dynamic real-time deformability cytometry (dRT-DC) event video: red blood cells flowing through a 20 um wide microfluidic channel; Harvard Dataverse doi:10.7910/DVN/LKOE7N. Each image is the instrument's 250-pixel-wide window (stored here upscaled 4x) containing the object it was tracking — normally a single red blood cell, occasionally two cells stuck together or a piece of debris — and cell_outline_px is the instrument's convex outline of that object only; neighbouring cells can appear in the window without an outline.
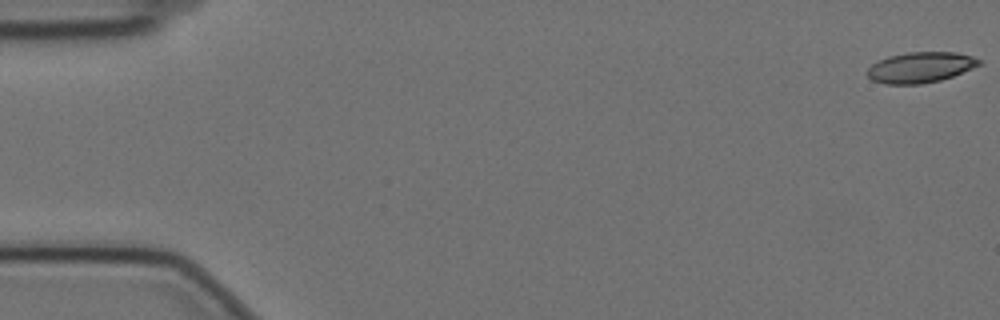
{"species": "Egyptian fruit bat (a non-hibernating species)", "species_latin": "Rousettus aegyptiacus", "temperature_condition": "cold", "stored_images_in_passage": 10, "camera_frame_rate_fps": 3000, "um_per_image_px": 0.085, "animal": {"sex": "female"}, "frame": {"image": 1, "passage_image": 1, "time_ms": 0.0, "image_size_px": [1000, 320], "cell_outline_px": [[980, 64], [972, 68], [952, 76], [940, 80], [920, 84], [884, 84], [872, 80], [868, 76], [868, 68], [872, 64], [888, 56], [908, 52], [956, 52], [972, 56], [980, 60]], "centroid_in_image_um": [78.22, 5.72], "position_along_channel_um": 6.8, "area_um2": 19.77}}